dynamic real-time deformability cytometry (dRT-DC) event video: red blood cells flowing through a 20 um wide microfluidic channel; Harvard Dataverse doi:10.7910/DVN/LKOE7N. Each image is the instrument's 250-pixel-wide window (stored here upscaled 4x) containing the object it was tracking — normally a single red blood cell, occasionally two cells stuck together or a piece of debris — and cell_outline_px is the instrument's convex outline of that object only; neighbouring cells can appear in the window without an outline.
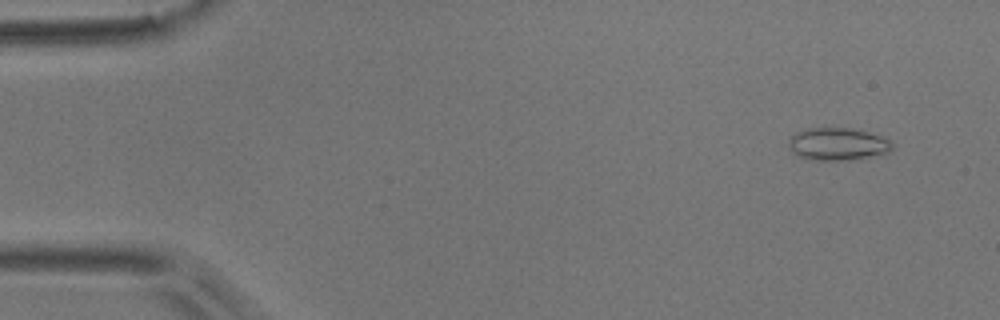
{"species": "common noctule bat (a hibernating species)", "species_latin": "Nyctalus noctula", "temperature_condition": "room temperature", "stored_images_in_passage": 4, "camera_frame_rate_fps": 3000, "um_per_image_px": 0.085, "animal": {"sex": "male", "body_mass_g": 17.9}, "frame": {"image": 1, "passage_image": 1, "time_ms": 0.0, "image_size_px": [1000, 320], "cell_outline_px": [[892, 148], [888, 152], [848, 160], [808, 160], [796, 156], [792, 152], [788, 144], [788, 136], [796, 132], [808, 128], [852, 128], [880, 136], [892, 140]], "centroid_in_image_um": [71.13, 12.24], "position_along_channel_um": 13.9, "area_um2": 19.71}}